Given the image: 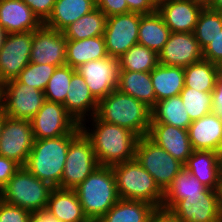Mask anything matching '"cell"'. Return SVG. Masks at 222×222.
<instances>
[{
  "label": "cell",
  "instance_id": "obj_24",
  "mask_svg": "<svg viewBox=\"0 0 222 222\" xmlns=\"http://www.w3.org/2000/svg\"><path fill=\"white\" fill-rule=\"evenodd\" d=\"M46 209L61 222H90L74 189L53 188Z\"/></svg>",
  "mask_w": 222,
  "mask_h": 222
},
{
  "label": "cell",
  "instance_id": "obj_36",
  "mask_svg": "<svg viewBox=\"0 0 222 222\" xmlns=\"http://www.w3.org/2000/svg\"><path fill=\"white\" fill-rule=\"evenodd\" d=\"M222 30V12L203 7L193 34L203 50Z\"/></svg>",
  "mask_w": 222,
  "mask_h": 222
},
{
  "label": "cell",
  "instance_id": "obj_38",
  "mask_svg": "<svg viewBox=\"0 0 222 222\" xmlns=\"http://www.w3.org/2000/svg\"><path fill=\"white\" fill-rule=\"evenodd\" d=\"M76 70L69 65L57 67L44 90L47 101L64 103L72 74Z\"/></svg>",
  "mask_w": 222,
  "mask_h": 222
},
{
  "label": "cell",
  "instance_id": "obj_5",
  "mask_svg": "<svg viewBox=\"0 0 222 222\" xmlns=\"http://www.w3.org/2000/svg\"><path fill=\"white\" fill-rule=\"evenodd\" d=\"M111 167L120 199L145 201L161 209L163 192L135 158Z\"/></svg>",
  "mask_w": 222,
  "mask_h": 222
},
{
  "label": "cell",
  "instance_id": "obj_50",
  "mask_svg": "<svg viewBox=\"0 0 222 222\" xmlns=\"http://www.w3.org/2000/svg\"><path fill=\"white\" fill-rule=\"evenodd\" d=\"M209 8L217 11H222V0H213V2L208 6Z\"/></svg>",
  "mask_w": 222,
  "mask_h": 222
},
{
  "label": "cell",
  "instance_id": "obj_30",
  "mask_svg": "<svg viewBox=\"0 0 222 222\" xmlns=\"http://www.w3.org/2000/svg\"><path fill=\"white\" fill-rule=\"evenodd\" d=\"M170 34L171 31L157 11L151 14H141L138 44L144 45L158 54L168 41Z\"/></svg>",
  "mask_w": 222,
  "mask_h": 222
},
{
  "label": "cell",
  "instance_id": "obj_51",
  "mask_svg": "<svg viewBox=\"0 0 222 222\" xmlns=\"http://www.w3.org/2000/svg\"><path fill=\"white\" fill-rule=\"evenodd\" d=\"M6 114L4 112V110L0 111V138H1V132H2V128H3V125H4V121H5V118H6Z\"/></svg>",
  "mask_w": 222,
  "mask_h": 222
},
{
  "label": "cell",
  "instance_id": "obj_12",
  "mask_svg": "<svg viewBox=\"0 0 222 222\" xmlns=\"http://www.w3.org/2000/svg\"><path fill=\"white\" fill-rule=\"evenodd\" d=\"M140 18L141 14L135 12L107 17L103 37L110 57L119 58L138 43Z\"/></svg>",
  "mask_w": 222,
  "mask_h": 222
},
{
  "label": "cell",
  "instance_id": "obj_8",
  "mask_svg": "<svg viewBox=\"0 0 222 222\" xmlns=\"http://www.w3.org/2000/svg\"><path fill=\"white\" fill-rule=\"evenodd\" d=\"M98 166L99 163L95 156L92 142L81 130L70 141L61 179V188H76Z\"/></svg>",
  "mask_w": 222,
  "mask_h": 222
},
{
  "label": "cell",
  "instance_id": "obj_19",
  "mask_svg": "<svg viewBox=\"0 0 222 222\" xmlns=\"http://www.w3.org/2000/svg\"><path fill=\"white\" fill-rule=\"evenodd\" d=\"M147 136L183 165L193 152L186 129L163 123H151Z\"/></svg>",
  "mask_w": 222,
  "mask_h": 222
},
{
  "label": "cell",
  "instance_id": "obj_20",
  "mask_svg": "<svg viewBox=\"0 0 222 222\" xmlns=\"http://www.w3.org/2000/svg\"><path fill=\"white\" fill-rule=\"evenodd\" d=\"M99 101L92 95L87 83L76 70L71 77L68 92L63 105L66 111L81 125L89 121L98 110ZM89 113V114H88Z\"/></svg>",
  "mask_w": 222,
  "mask_h": 222
},
{
  "label": "cell",
  "instance_id": "obj_28",
  "mask_svg": "<svg viewBox=\"0 0 222 222\" xmlns=\"http://www.w3.org/2000/svg\"><path fill=\"white\" fill-rule=\"evenodd\" d=\"M118 90L134 97L150 109L156 104L150 72L119 71Z\"/></svg>",
  "mask_w": 222,
  "mask_h": 222
},
{
  "label": "cell",
  "instance_id": "obj_22",
  "mask_svg": "<svg viewBox=\"0 0 222 222\" xmlns=\"http://www.w3.org/2000/svg\"><path fill=\"white\" fill-rule=\"evenodd\" d=\"M188 134L193 150H222V119L213 113L192 121Z\"/></svg>",
  "mask_w": 222,
  "mask_h": 222
},
{
  "label": "cell",
  "instance_id": "obj_17",
  "mask_svg": "<svg viewBox=\"0 0 222 222\" xmlns=\"http://www.w3.org/2000/svg\"><path fill=\"white\" fill-rule=\"evenodd\" d=\"M203 59L202 49L193 33L171 32L158 53V63L185 68Z\"/></svg>",
  "mask_w": 222,
  "mask_h": 222
},
{
  "label": "cell",
  "instance_id": "obj_16",
  "mask_svg": "<svg viewBox=\"0 0 222 222\" xmlns=\"http://www.w3.org/2000/svg\"><path fill=\"white\" fill-rule=\"evenodd\" d=\"M67 39L63 31H57L42 25L33 31L30 62L49 64L56 67L66 65Z\"/></svg>",
  "mask_w": 222,
  "mask_h": 222
},
{
  "label": "cell",
  "instance_id": "obj_3",
  "mask_svg": "<svg viewBox=\"0 0 222 222\" xmlns=\"http://www.w3.org/2000/svg\"><path fill=\"white\" fill-rule=\"evenodd\" d=\"M77 134L62 135L57 138L34 140L33 147L24 167L35 177L61 188L70 141Z\"/></svg>",
  "mask_w": 222,
  "mask_h": 222
},
{
  "label": "cell",
  "instance_id": "obj_46",
  "mask_svg": "<svg viewBox=\"0 0 222 222\" xmlns=\"http://www.w3.org/2000/svg\"><path fill=\"white\" fill-rule=\"evenodd\" d=\"M211 113L222 119V77H217L215 88L212 91Z\"/></svg>",
  "mask_w": 222,
  "mask_h": 222
},
{
  "label": "cell",
  "instance_id": "obj_47",
  "mask_svg": "<svg viewBox=\"0 0 222 222\" xmlns=\"http://www.w3.org/2000/svg\"><path fill=\"white\" fill-rule=\"evenodd\" d=\"M29 222H61L46 208L40 211L31 212Z\"/></svg>",
  "mask_w": 222,
  "mask_h": 222
},
{
  "label": "cell",
  "instance_id": "obj_25",
  "mask_svg": "<svg viewBox=\"0 0 222 222\" xmlns=\"http://www.w3.org/2000/svg\"><path fill=\"white\" fill-rule=\"evenodd\" d=\"M95 8V0H56L50 16L43 25L57 31H63L67 26Z\"/></svg>",
  "mask_w": 222,
  "mask_h": 222
},
{
  "label": "cell",
  "instance_id": "obj_35",
  "mask_svg": "<svg viewBox=\"0 0 222 222\" xmlns=\"http://www.w3.org/2000/svg\"><path fill=\"white\" fill-rule=\"evenodd\" d=\"M120 71L150 72L158 63V54L144 45L135 44L118 58Z\"/></svg>",
  "mask_w": 222,
  "mask_h": 222
},
{
  "label": "cell",
  "instance_id": "obj_1",
  "mask_svg": "<svg viewBox=\"0 0 222 222\" xmlns=\"http://www.w3.org/2000/svg\"><path fill=\"white\" fill-rule=\"evenodd\" d=\"M90 119L93 128L89 129L85 123H82L80 127L91 140L100 166H113L135 158V147L139 139L135 133L118 125L104 122L96 114Z\"/></svg>",
  "mask_w": 222,
  "mask_h": 222
},
{
  "label": "cell",
  "instance_id": "obj_48",
  "mask_svg": "<svg viewBox=\"0 0 222 222\" xmlns=\"http://www.w3.org/2000/svg\"><path fill=\"white\" fill-rule=\"evenodd\" d=\"M150 222H181L174 217L169 211L158 209L152 216Z\"/></svg>",
  "mask_w": 222,
  "mask_h": 222
},
{
  "label": "cell",
  "instance_id": "obj_27",
  "mask_svg": "<svg viewBox=\"0 0 222 222\" xmlns=\"http://www.w3.org/2000/svg\"><path fill=\"white\" fill-rule=\"evenodd\" d=\"M157 210L145 201L119 199L97 222H150Z\"/></svg>",
  "mask_w": 222,
  "mask_h": 222
},
{
  "label": "cell",
  "instance_id": "obj_18",
  "mask_svg": "<svg viewBox=\"0 0 222 222\" xmlns=\"http://www.w3.org/2000/svg\"><path fill=\"white\" fill-rule=\"evenodd\" d=\"M203 7L194 0H161L157 12L171 32L193 33Z\"/></svg>",
  "mask_w": 222,
  "mask_h": 222
},
{
  "label": "cell",
  "instance_id": "obj_39",
  "mask_svg": "<svg viewBox=\"0 0 222 222\" xmlns=\"http://www.w3.org/2000/svg\"><path fill=\"white\" fill-rule=\"evenodd\" d=\"M56 68L54 65L30 62L15 79L20 83L30 85L44 92Z\"/></svg>",
  "mask_w": 222,
  "mask_h": 222
},
{
  "label": "cell",
  "instance_id": "obj_54",
  "mask_svg": "<svg viewBox=\"0 0 222 222\" xmlns=\"http://www.w3.org/2000/svg\"><path fill=\"white\" fill-rule=\"evenodd\" d=\"M3 110V90H2V84H0V111Z\"/></svg>",
  "mask_w": 222,
  "mask_h": 222
},
{
  "label": "cell",
  "instance_id": "obj_40",
  "mask_svg": "<svg viewBox=\"0 0 222 222\" xmlns=\"http://www.w3.org/2000/svg\"><path fill=\"white\" fill-rule=\"evenodd\" d=\"M31 212L19 206L0 203V222H29Z\"/></svg>",
  "mask_w": 222,
  "mask_h": 222
},
{
  "label": "cell",
  "instance_id": "obj_4",
  "mask_svg": "<svg viewBox=\"0 0 222 222\" xmlns=\"http://www.w3.org/2000/svg\"><path fill=\"white\" fill-rule=\"evenodd\" d=\"M74 190L90 222H97L120 199L111 166L99 165Z\"/></svg>",
  "mask_w": 222,
  "mask_h": 222
},
{
  "label": "cell",
  "instance_id": "obj_56",
  "mask_svg": "<svg viewBox=\"0 0 222 222\" xmlns=\"http://www.w3.org/2000/svg\"><path fill=\"white\" fill-rule=\"evenodd\" d=\"M220 201H221V218H222V180H221V189H220Z\"/></svg>",
  "mask_w": 222,
  "mask_h": 222
},
{
  "label": "cell",
  "instance_id": "obj_26",
  "mask_svg": "<svg viewBox=\"0 0 222 222\" xmlns=\"http://www.w3.org/2000/svg\"><path fill=\"white\" fill-rule=\"evenodd\" d=\"M108 56L103 35L81 40L67 39L66 65L75 70L89 61Z\"/></svg>",
  "mask_w": 222,
  "mask_h": 222
},
{
  "label": "cell",
  "instance_id": "obj_13",
  "mask_svg": "<svg viewBox=\"0 0 222 222\" xmlns=\"http://www.w3.org/2000/svg\"><path fill=\"white\" fill-rule=\"evenodd\" d=\"M34 144L31 121L6 117L0 138V155L18 163L27 162Z\"/></svg>",
  "mask_w": 222,
  "mask_h": 222
},
{
  "label": "cell",
  "instance_id": "obj_55",
  "mask_svg": "<svg viewBox=\"0 0 222 222\" xmlns=\"http://www.w3.org/2000/svg\"><path fill=\"white\" fill-rule=\"evenodd\" d=\"M219 160H220V178L222 180V150L219 152Z\"/></svg>",
  "mask_w": 222,
  "mask_h": 222
},
{
  "label": "cell",
  "instance_id": "obj_42",
  "mask_svg": "<svg viewBox=\"0 0 222 222\" xmlns=\"http://www.w3.org/2000/svg\"><path fill=\"white\" fill-rule=\"evenodd\" d=\"M24 1L38 19L44 23L50 16L56 0H22Z\"/></svg>",
  "mask_w": 222,
  "mask_h": 222
},
{
  "label": "cell",
  "instance_id": "obj_9",
  "mask_svg": "<svg viewBox=\"0 0 222 222\" xmlns=\"http://www.w3.org/2000/svg\"><path fill=\"white\" fill-rule=\"evenodd\" d=\"M34 140L57 138L67 134H78L80 125L66 111L62 103L45 101L32 117Z\"/></svg>",
  "mask_w": 222,
  "mask_h": 222
},
{
  "label": "cell",
  "instance_id": "obj_53",
  "mask_svg": "<svg viewBox=\"0 0 222 222\" xmlns=\"http://www.w3.org/2000/svg\"><path fill=\"white\" fill-rule=\"evenodd\" d=\"M217 73H218V77H222V60H220L217 64Z\"/></svg>",
  "mask_w": 222,
  "mask_h": 222
},
{
  "label": "cell",
  "instance_id": "obj_2",
  "mask_svg": "<svg viewBox=\"0 0 222 222\" xmlns=\"http://www.w3.org/2000/svg\"><path fill=\"white\" fill-rule=\"evenodd\" d=\"M96 115L104 122L130 130L139 138L149 133L151 109L119 90L112 91L99 101Z\"/></svg>",
  "mask_w": 222,
  "mask_h": 222
},
{
  "label": "cell",
  "instance_id": "obj_6",
  "mask_svg": "<svg viewBox=\"0 0 222 222\" xmlns=\"http://www.w3.org/2000/svg\"><path fill=\"white\" fill-rule=\"evenodd\" d=\"M54 187L20 167L1 189L2 201L30 212L45 209Z\"/></svg>",
  "mask_w": 222,
  "mask_h": 222
},
{
  "label": "cell",
  "instance_id": "obj_14",
  "mask_svg": "<svg viewBox=\"0 0 222 222\" xmlns=\"http://www.w3.org/2000/svg\"><path fill=\"white\" fill-rule=\"evenodd\" d=\"M33 31L9 33L0 50V84L15 79L30 63Z\"/></svg>",
  "mask_w": 222,
  "mask_h": 222
},
{
  "label": "cell",
  "instance_id": "obj_32",
  "mask_svg": "<svg viewBox=\"0 0 222 222\" xmlns=\"http://www.w3.org/2000/svg\"><path fill=\"white\" fill-rule=\"evenodd\" d=\"M207 189L184 166L172 181L171 185L163 193L161 209L169 211L178 201L185 199L187 195L199 194Z\"/></svg>",
  "mask_w": 222,
  "mask_h": 222
},
{
  "label": "cell",
  "instance_id": "obj_49",
  "mask_svg": "<svg viewBox=\"0 0 222 222\" xmlns=\"http://www.w3.org/2000/svg\"><path fill=\"white\" fill-rule=\"evenodd\" d=\"M8 34L9 33L0 25V50L3 47Z\"/></svg>",
  "mask_w": 222,
  "mask_h": 222
},
{
  "label": "cell",
  "instance_id": "obj_23",
  "mask_svg": "<svg viewBox=\"0 0 222 222\" xmlns=\"http://www.w3.org/2000/svg\"><path fill=\"white\" fill-rule=\"evenodd\" d=\"M204 186L212 190L221 189L219 153L193 150L184 165Z\"/></svg>",
  "mask_w": 222,
  "mask_h": 222
},
{
  "label": "cell",
  "instance_id": "obj_33",
  "mask_svg": "<svg viewBox=\"0 0 222 222\" xmlns=\"http://www.w3.org/2000/svg\"><path fill=\"white\" fill-rule=\"evenodd\" d=\"M107 16L99 8L81 16L77 21L63 30L64 37L70 40H81L105 33Z\"/></svg>",
  "mask_w": 222,
  "mask_h": 222
},
{
  "label": "cell",
  "instance_id": "obj_29",
  "mask_svg": "<svg viewBox=\"0 0 222 222\" xmlns=\"http://www.w3.org/2000/svg\"><path fill=\"white\" fill-rule=\"evenodd\" d=\"M156 102L178 96L184 88V68L158 64L150 71Z\"/></svg>",
  "mask_w": 222,
  "mask_h": 222
},
{
  "label": "cell",
  "instance_id": "obj_57",
  "mask_svg": "<svg viewBox=\"0 0 222 222\" xmlns=\"http://www.w3.org/2000/svg\"><path fill=\"white\" fill-rule=\"evenodd\" d=\"M156 5L159 4L160 0H152Z\"/></svg>",
  "mask_w": 222,
  "mask_h": 222
},
{
  "label": "cell",
  "instance_id": "obj_15",
  "mask_svg": "<svg viewBox=\"0 0 222 222\" xmlns=\"http://www.w3.org/2000/svg\"><path fill=\"white\" fill-rule=\"evenodd\" d=\"M83 77L92 95L100 101L112 91L118 90L119 61L118 58L106 57L89 61L76 69Z\"/></svg>",
  "mask_w": 222,
  "mask_h": 222
},
{
  "label": "cell",
  "instance_id": "obj_41",
  "mask_svg": "<svg viewBox=\"0 0 222 222\" xmlns=\"http://www.w3.org/2000/svg\"><path fill=\"white\" fill-rule=\"evenodd\" d=\"M96 8H99L107 17L129 13L128 4L125 0H95Z\"/></svg>",
  "mask_w": 222,
  "mask_h": 222
},
{
  "label": "cell",
  "instance_id": "obj_31",
  "mask_svg": "<svg viewBox=\"0 0 222 222\" xmlns=\"http://www.w3.org/2000/svg\"><path fill=\"white\" fill-rule=\"evenodd\" d=\"M151 123H163L188 130L192 121L178 95L156 102L151 109Z\"/></svg>",
  "mask_w": 222,
  "mask_h": 222
},
{
  "label": "cell",
  "instance_id": "obj_52",
  "mask_svg": "<svg viewBox=\"0 0 222 222\" xmlns=\"http://www.w3.org/2000/svg\"><path fill=\"white\" fill-rule=\"evenodd\" d=\"M194 1L202 4L204 7H208L213 2V0H194Z\"/></svg>",
  "mask_w": 222,
  "mask_h": 222
},
{
  "label": "cell",
  "instance_id": "obj_44",
  "mask_svg": "<svg viewBox=\"0 0 222 222\" xmlns=\"http://www.w3.org/2000/svg\"><path fill=\"white\" fill-rule=\"evenodd\" d=\"M20 167L15 161L0 155V189L7 184Z\"/></svg>",
  "mask_w": 222,
  "mask_h": 222
},
{
  "label": "cell",
  "instance_id": "obj_21",
  "mask_svg": "<svg viewBox=\"0 0 222 222\" xmlns=\"http://www.w3.org/2000/svg\"><path fill=\"white\" fill-rule=\"evenodd\" d=\"M0 25L8 33L30 32L43 23L22 0H0Z\"/></svg>",
  "mask_w": 222,
  "mask_h": 222
},
{
  "label": "cell",
  "instance_id": "obj_7",
  "mask_svg": "<svg viewBox=\"0 0 222 222\" xmlns=\"http://www.w3.org/2000/svg\"><path fill=\"white\" fill-rule=\"evenodd\" d=\"M135 159L153 177L164 193L184 165L162 149L148 136L138 139Z\"/></svg>",
  "mask_w": 222,
  "mask_h": 222
},
{
  "label": "cell",
  "instance_id": "obj_45",
  "mask_svg": "<svg viewBox=\"0 0 222 222\" xmlns=\"http://www.w3.org/2000/svg\"><path fill=\"white\" fill-rule=\"evenodd\" d=\"M128 4L129 12L139 14H151L157 11V5L152 0H125Z\"/></svg>",
  "mask_w": 222,
  "mask_h": 222
},
{
  "label": "cell",
  "instance_id": "obj_34",
  "mask_svg": "<svg viewBox=\"0 0 222 222\" xmlns=\"http://www.w3.org/2000/svg\"><path fill=\"white\" fill-rule=\"evenodd\" d=\"M217 77L216 64L202 59L184 68V87H190L200 92H212Z\"/></svg>",
  "mask_w": 222,
  "mask_h": 222
},
{
  "label": "cell",
  "instance_id": "obj_10",
  "mask_svg": "<svg viewBox=\"0 0 222 222\" xmlns=\"http://www.w3.org/2000/svg\"><path fill=\"white\" fill-rule=\"evenodd\" d=\"M3 110L7 117L31 120L46 101L44 92L11 79L2 84Z\"/></svg>",
  "mask_w": 222,
  "mask_h": 222
},
{
  "label": "cell",
  "instance_id": "obj_11",
  "mask_svg": "<svg viewBox=\"0 0 222 222\" xmlns=\"http://www.w3.org/2000/svg\"><path fill=\"white\" fill-rule=\"evenodd\" d=\"M169 212L181 222H222L220 190L207 188L202 193L187 195Z\"/></svg>",
  "mask_w": 222,
  "mask_h": 222
},
{
  "label": "cell",
  "instance_id": "obj_43",
  "mask_svg": "<svg viewBox=\"0 0 222 222\" xmlns=\"http://www.w3.org/2000/svg\"><path fill=\"white\" fill-rule=\"evenodd\" d=\"M203 59L217 64L222 60V30L217 36L202 50Z\"/></svg>",
  "mask_w": 222,
  "mask_h": 222
},
{
  "label": "cell",
  "instance_id": "obj_37",
  "mask_svg": "<svg viewBox=\"0 0 222 222\" xmlns=\"http://www.w3.org/2000/svg\"><path fill=\"white\" fill-rule=\"evenodd\" d=\"M179 95L191 121L211 113L212 92H200L190 87H184Z\"/></svg>",
  "mask_w": 222,
  "mask_h": 222
}]
</instances>
